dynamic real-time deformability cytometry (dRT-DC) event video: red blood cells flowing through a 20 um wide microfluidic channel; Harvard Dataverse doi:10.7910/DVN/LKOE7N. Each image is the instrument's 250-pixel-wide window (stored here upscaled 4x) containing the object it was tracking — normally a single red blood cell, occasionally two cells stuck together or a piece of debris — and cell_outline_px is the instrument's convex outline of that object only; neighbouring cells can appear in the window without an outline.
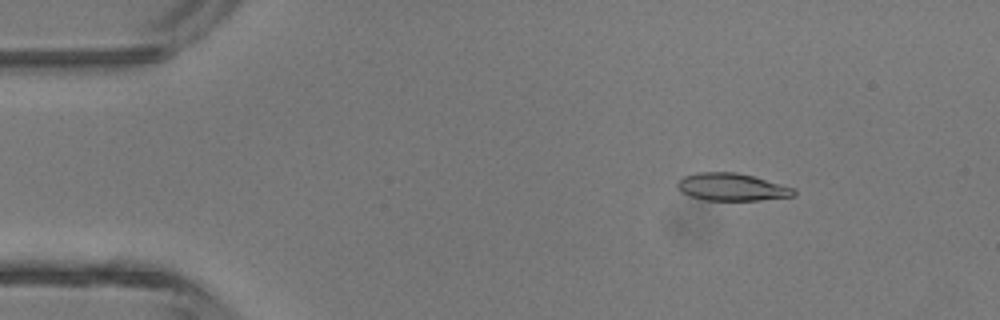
{"species": "common noctule bat (a hibernating species)", "species_latin": "Nyctalus noctula", "temperature_condition": "room temperature", "stored_images_in_passage": 47, "segment_of_instrument_passage": [1, 2], "camera_frame_rate_fps": 3000, "um_per_image_px": 0.085, "animal": {"sex": "male", "body_mass_g": 13.3}, "frame": {"image": 1, "passage_image": 7, "time_ms": 2.0, "image_size_px": [1000, 320], "cell_outline_px": [[796, 196], [760, 200], [704, 200], [688, 196], [680, 192], [676, 184], [684, 176], [696, 172], [736, 172], [752, 176], [796, 188]], "centroid_in_image_um": [62.2, 15.9], "position_along_channel_um": 22.8, "area_um2": 18.79}}
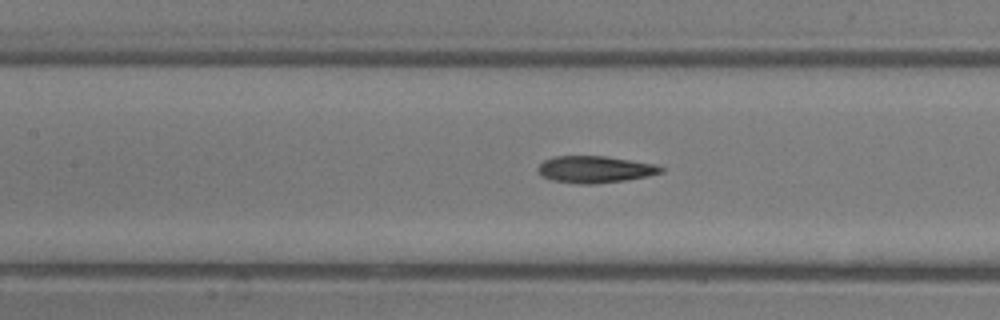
{"frame": {"image": 2, "passage_image": 21, "time_ms": 6.667, "image_size_px": [1000, 320], "cell_outline_px": [[664, 172], [648, 176], [624, 180], [592, 184], [580, 184], [552, 180], [540, 176], [536, 168], [544, 160], [552, 156], [604, 156], [656, 164], [664, 168]], "centroid_in_image_um": [50.54, 14.39], "position_along_channel_um": 156.9, "area_um2": 19.31}}
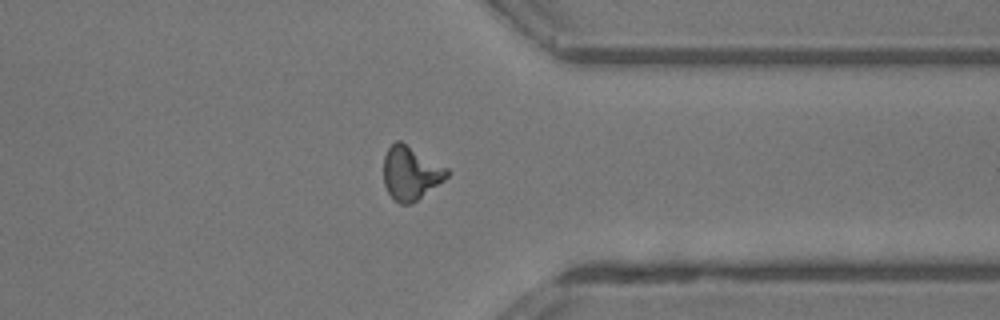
{"frame": {"image": 3, "passage_image": 36, "time_ms": 11.667, "image_size_px": [1000, 320], "cell_outline_px": [[448, 176], [444, 180], [412, 204], [400, 204], [388, 192], [384, 184], [384, 156], [388, 148], [396, 140], [400, 140], [448, 168]], "centroid_in_image_um": [34.9, 14.7], "position_along_channel_um": 376.5, "area_um2": 19.65}}